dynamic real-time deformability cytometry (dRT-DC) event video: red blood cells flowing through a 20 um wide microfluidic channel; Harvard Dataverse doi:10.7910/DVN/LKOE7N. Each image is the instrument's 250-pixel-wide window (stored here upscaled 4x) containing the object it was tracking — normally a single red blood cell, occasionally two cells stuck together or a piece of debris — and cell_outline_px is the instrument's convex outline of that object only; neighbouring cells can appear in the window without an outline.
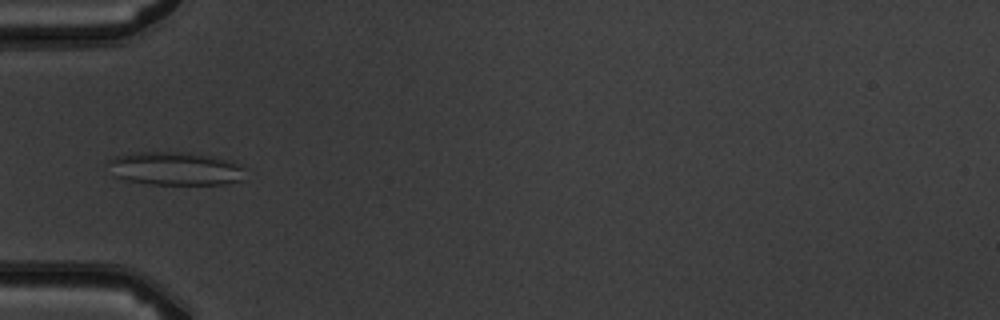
{"species": "common noctule bat (a hibernating species)", "species_latin": "Nyctalus noctula", "temperature_condition": "warm", "stored_images_in_passage": 6, "camera_frame_rate_fps": 3000, "um_per_image_px": 0.085, "animal": {"sex": "male", "body_mass_g": 19.5, "forearm_length_mm": 54.6}, "frame": {"image": 1, "passage_image": 5, "time_ms": 5.667, "image_size_px": [1000, 320], "cell_outline_px": [[244, 180], [224, 184], [152, 184], [124, 180], [112, 176], [108, 160], [112, 156], [136, 152], [188, 152], [212, 156], [228, 160], [240, 164], [244, 168]], "centroid_in_image_um": [14.88, 14.32], "position_along_channel_um": 70.1, "area_um2": 26.93}}
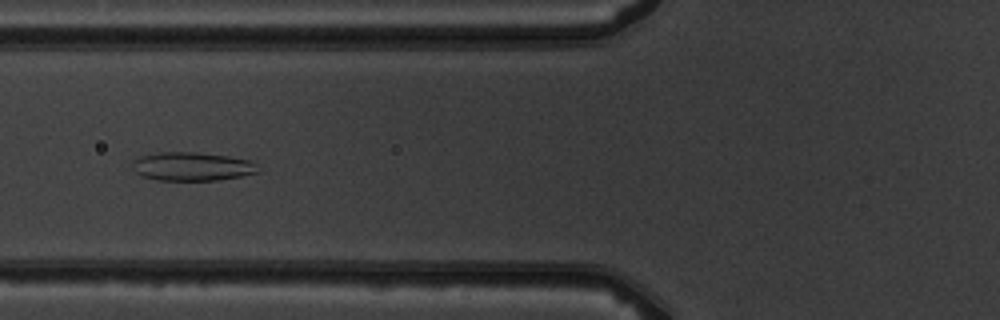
{"frame": {"image": 2, "passage_image": 6, "time_ms": 6.667, "image_size_px": [1000, 320], "cell_outline_px": [[260, 172], [240, 176], [216, 180], [160, 180], [140, 176], [132, 168], [132, 164], [140, 156], [160, 152], [196, 152], [228, 156], [248, 160], [256, 164]], "centroid_in_image_um": [16.32, 14.15], "position_along_channel_um": 109.5, "area_um2": 20.81}}